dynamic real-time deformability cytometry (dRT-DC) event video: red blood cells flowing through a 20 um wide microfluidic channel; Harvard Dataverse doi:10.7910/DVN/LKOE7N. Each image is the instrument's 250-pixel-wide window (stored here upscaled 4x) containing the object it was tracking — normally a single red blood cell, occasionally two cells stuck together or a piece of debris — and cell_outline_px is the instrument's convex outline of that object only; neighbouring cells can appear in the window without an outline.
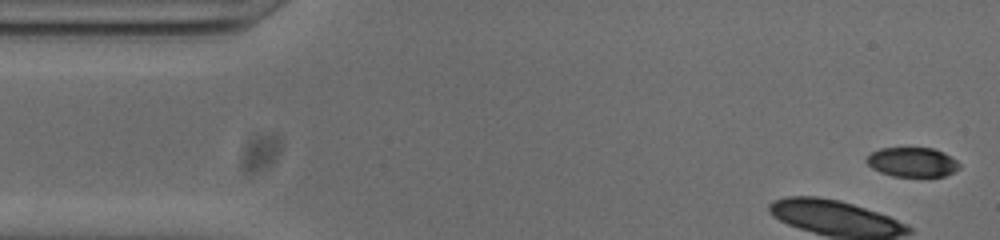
{"species": "common noctule bat (a hibernating species)", "species_latin": "Nyctalus noctula", "temperature_condition": "cold", "stored_images_in_passage": 40, "camera_frame_rate_fps": 3000, "um_per_image_px": 0.085, "animal": {"sex": "male", "body_mass_g": 20.0, "forearm_length_mm": 53.3}, "frame": {"image": 1, "passage_image": 1, "time_ms": 0.0, "image_size_px": [1000, 240], "cell_outline_px": [[960, 168], [944, 176], [892, 176], [880, 172], [872, 168], [864, 160], [872, 152], [880, 148], [932, 148], [944, 152], [956, 160], [960, 164]], "centroid_in_image_um": [77.54, 13.78], "position_along_channel_um": 7.5, "area_um2": 15.9}, "authors_computed_cell_mechanics": {"area_um2": 18.9873, "velocity_mm_per_s": 3.7653, "shape_relaxation_time_tau1_ms": 4.9801, "shape_relaxation_time_tau2_ms": 1.7975, "deformation_change_tau1": 0.1163, "deformation_change_tau2": 0.0392}}